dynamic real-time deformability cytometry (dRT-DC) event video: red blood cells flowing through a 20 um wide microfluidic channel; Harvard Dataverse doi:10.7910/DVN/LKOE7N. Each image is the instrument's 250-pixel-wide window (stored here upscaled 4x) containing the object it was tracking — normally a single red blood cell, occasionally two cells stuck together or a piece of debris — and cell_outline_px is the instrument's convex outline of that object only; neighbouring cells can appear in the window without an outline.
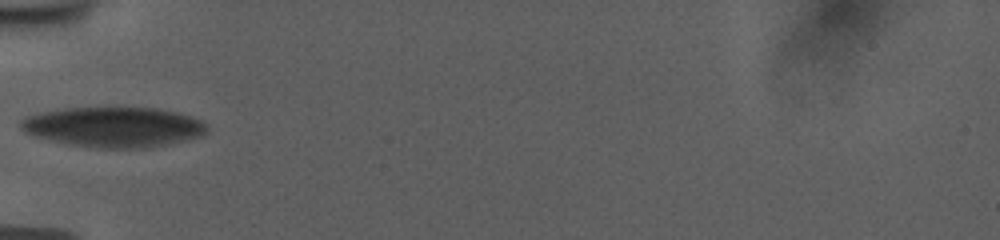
{"species": "human", "species_latin": "Homo sapiens", "temperature_condition": "room temperature", "stored_images_in_passage": 36, "camera_frame_rate_fps": 3000, "um_per_image_px": 0.085, "donor": {"sex": "female"}, "frame": {"image": 1, "passage_image": 1, "time_ms": 0.0, "image_size_px": [1000, 240], "cell_outline_px": [[208, 128], [200, 136], [164, 144], [144, 148], [96, 148], [68, 144], [36, 136], [24, 132], [20, 128], [20, 120], [24, 116], [64, 108], [156, 108], [176, 112], [200, 120]], "centroid_in_image_um": [9.59, 10.79], "position_along_channel_um": 75.4, "area_um2": 43.0}}
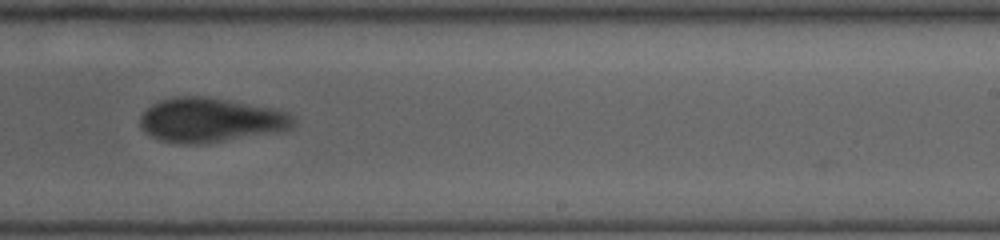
{"frame": {"image": 2, "passage_image": 17, "time_ms": 5.333, "image_size_px": [1000, 240], "cell_outline_px": [[292, 128], [280, 132], [208, 144], [176, 144], [160, 140], [144, 132], [140, 128], [140, 116], [152, 104], [160, 100], [180, 96], [200, 96], [268, 108], [288, 112], [292, 116]], "centroid_in_image_um": [17.85, 10.25], "position_along_channel_um": 271.2, "area_um2": 39.48}}
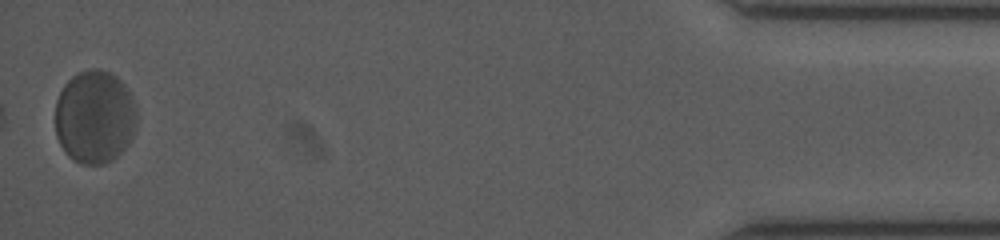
{"frame": {"image": 3, "passage_image": 36, "time_ms": 11.667, "image_size_px": [1000, 240], "cell_outline_px": [[136, 116], [132, 136], [128, 144], [112, 160], [104, 164], [80, 164], [68, 156], [60, 144], [56, 136], [56, 100], [64, 84], [72, 76], [80, 72], [92, 68], [100, 68], [116, 76], [124, 84], [136, 108]], "centroid_in_image_um": [8.02, 9.94], "position_along_channel_um": 427.2, "area_um2": 44.16}, "authors_computed_cell_mechanics": {"area_um2": 41.1536, "velocity_mm_per_s": 3.6766, "shape_relaxation_time_tau1_ms": 9.0117, "shape_relaxation_time_tau2_ms": 2.3535, "deformation_change_tau1": 0.1437, "deformation_change_tau2": 0.0768}}